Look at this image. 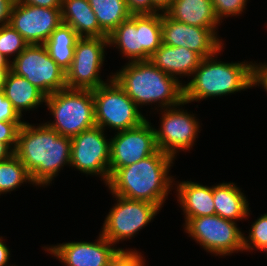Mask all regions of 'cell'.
Returning a JSON list of instances; mask_svg holds the SVG:
<instances>
[{
  "label": "cell",
  "instance_id": "36",
  "mask_svg": "<svg viewBox=\"0 0 267 266\" xmlns=\"http://www.w3.org/2000/svg\"><path fill=\"white\" fill-rule=\"evenodd\" d=\"M15 0H0V26L8 24Z\"/></svg>",
  "mask_w": 267,
  "mask_h": 266
},
{
  "label": "cell",
  "instance_id": "10",
  "mask_svg": "<svg viewBox=\"0 0 267 266\" xmlns=\"http://www.w3.org/2000/svg\"><path fill=\"white\" fill-rule=\"evenodd\" d=\"M113 198L117 202L107 214L100 233L114 245L134 237L160 211L153 203L130 200L118 195H113Z\"/></svg>",
  "mask_w": 267,
  "mask_h": 266
},
{
  "label": "cell",
  "instance_id": "18",
  "mask_svg": "<svg viewBox=\"0 0 267 266\" xmlns=\"http://www.w3.org/2000/svg\"><path fill=\"white\" fill-rule=\"evenodd\" d=\"M202 59L198 53L188 48L172 47L163 43L150 57L157 68L176 79L192 77Z\"/></svg>",
  "mask_w": 267,
  "mask_h": 266
},
{
  "label": "cell",
  "instance_id": "23",
  "mask_svg": "<svg viewBox=\"0 0 267 266\" xmlns=\"http://www.w3.org/2000/svg\"><path fill=\"white\" fill-rule=\"evenodd\" d=\"M3 91L21 117L24 110L33 111L46 101V95L40 89L12 70L6 76Z\"/></svg>",
  "mask_w": 267,
  "mask_h": 266
},
{
  "label": "cell",
  "instance_id": "39",
  "mask_svg": "<svg viewBox=\"0 0 267 266\" xmlns=\"http://www.w3.org/2000/svg\"><path fill=\"white\" fill-rule=\"evenodd\" d=\"M14 152L3 142H0V161L8 159Z\"/></svg>",
  "mask_w": 267,
  "mask_h": 266
},
{
  "label": "cell",
  "instance_id": "5",
  "mask_svg": "<svg viewBox=\"0 0 267 266\" xmlns=\"http://www.w3.org/2000/svg\"><path fill=\"white\" fill-rule=\"evenodd\" d=\"M128 62L147 61L162 44L161 13L131 14L108 35Z\"/></svg>",
  "mask_w": 267,
  "mask_h": 266
},
{
  "label": "cell",
  "instance_id": "40",
  "mask_svg": "<svg viewBox=\"0 0 267 266\" xmlns=\"http://www.w3.org/2000/svg\"><path fill=\"white\" fill-rule=\"evenodd\" d=\"M11 68H0V90H3L6 76Z\"/></svg>",
  "mask_w": 267,
  "mask_h": 266
},
{
  "label": "cell",
  "instance_id": "2",
  "mask_svg": "<svg viewBox=\"0 0 267 266\" xmlns=\"http://www.w3.org/2000/svg\"><path fill=\"white\" fill-rule=\"evenodd\" d=\"M174 160L158 149L138 162L118 168L106 186L112 195L153 203L161 209L174 187L175 181L169 174Z\"/></svg>",
  "mask_w": 267,
  "mask_h": 266
},
{
  "label": "cell",
  "instance_id": "31",
  "mask_svg": "<svg viewBox=\"0 0 267 266\" xmlns=\"http://www.w3.org/2000/svg\"><path fill=\"white\" fill-rule=\"evenodd\" d=\"M22 117L6 98L3 90H0V121L7 122H25Z\"/></svg>",
  "mask_w": 267,
  "mask_h": 266
},
{
  "label": "cell",
  "instance_id": "34",
  "mask_svg": "<svg viewBox=\"0 0 267 266\" xmlns=\"http://www.w3.org/2000/svg\"><path fill=\"white\" fill-rule=\"evenodd\" d=\"M267 92V63H253L252 67V87L260 86Z\"/></svg>",
  "mask_w": 267,
  "mask_h": 266
},
{
  "label": "cell",
  "instance_id": "13",
  "mask_svg": "<svg viewBox=\"0 0 267 266\" xmlns=\"http://www.w3.org/2000/svg\"><path fill=\"white\" fill-rule=\"evenodd\" d=\"M181 105L160 109L162 118L160 127L155 130L156 144L159 150L167 153L174 159L177 153L186 151L194 145L198 133H200V123L195 114L184 111ZM181 106V108H180Z\"/></svg>",
  "mask_w": 267,
  "mask_h": 266
},
{
  "label": "cell",
  "instance_id": "8",
  "mask_svg": "<svg viewBox=\"0 0 267 266\" xmlns=\"http://www.w3.org/2000/svg\"><path fill=\"white\" fill-rule=\"evenodd\" d=\"M185 232L207 252L215 256L244 251V233L237 223L220 216L190 218L184 223Z\"/></svg>",
  "mask_w": 267,
  "mask_h": 266
},
{
  "label": "cell",
  "instance_id": "19",
  "mask_svg": "<svg viewBox=\"0 0 267 266\" xmlns=\"http://www.w3.org/2000/svg\"><path fill=\"white\" fill-rule=\"evenodd\" d=\"M179 182L178 184H173L176 185L174 189H176L179 207L184 212L185 223L190 218L216 214L213 201V186H204L191 180Z\"/></svg>",
  "mask_w": 267,
  "mask_h": 266
},
{
  "label": "cell",
  "instance_id": "1",
  "mask_svg": "<svg viewBox=\"0 0 267 266\" xmlns=\"http://www.w3.org/2000/svg\"><path fill=\"white\" fill-rule=\"evenodd\" d=\"M71 137L60 135L45 123L24 122L14 154L25 165L35 186H49L64 165L70 166Z\"/></svg>",
  "mask_w": 267,
  "mask_h": 266
},
{
  "label": "cell",
  "instance_id": "24",
  "mask_svg": "<svg viewBox=\"0 0 267 266\" xmlns=\"http://www.w3.org/2000/svg\"><path fill=\"white\" fill-rule=\"evenodd\" d=\"M80 36L74 29L61 23L44 44L51 58L66 72L72 63L74 49Z\"/></svg>",
  "mask_w": 267,
  "mask_h": 266
},
{
  "label": "cell",
  "instance_id": "20",
  "mask_svg": "<svg viewBox=\"0 0 267 266\" xmlns=\"http://www.w3.org/2000/svg\"><path fill=\"white\" fill-rule=\"evenodd\" d=\"M61 18L62 23L71 26L80 37H108L88 0H62Z\"/></svg>",
  "mask_w": 267,
  "mask_h": 266
},
{
  "label": "cell",
  "instance_id": "30",
  "mask_svg": "<svg viewBox=\"0 0 267 266\" xmlns=\"http://www.w3.org/2000/svg\"><path fill=\"white\" fill-rule=\"evenodd\" d=\"M24 122L0 121V142L5 143L13 152L17 146L18 132Z\"/></svg>",
  "mask_w": 267,
  "mask_h": 266
},
{
  "label": "cell",
  "instance_id": "3",
  "mask_svg": "<svg viewBox=\"0 0 267 266\" xmlns=\"http://www.w3.org/2000/svg\"><path fill=\"white\" fill-rule=\"evenodd\" d=\"M113 78L138 108L156 103L159 109H165L184 102L185 83L164 73L150 60L127 62L113 73Z\"/></svg>",
  "mask_w": 267,
  "mask_h": 266
},
{
  "label": "cell",
  "instance_id": "38",
  "mask_svg": "<svg viewBox=\"0 0 267 266\" xmlns=\"http://www.w3.org/2000/svg\"><path fill=\"white\" fill-rule=\"evenodd\" d=\"M151 2L161 13H165L171 7L173 0H151Z\"/></svg>",
  "mask_w": 267,
  "mask_h": 266
},
{
  "label": "cell",
  "instance_id": "21",
  "mask_svg": "<svg viewBox=\"0 0 267 266\" xmlns=\"http://www.w3.org/2000/svg\"><path fill=\"white\" fill-rule=\"evenodd\" d=\"M165 13L177 22L196 27L217 28L220 25L212 0H173Z\"/></svg>",
  "mask_w": 267,
  "mask_h": 266
},
{
  "label": "cell",
  "instance_id": "17",
  "mask_svg": "<svg viewBox=\"0 0 267 266\" xmlns=\"http://www.w3.org/2000/svg\"><path fill=\"white\" fill-rule=\"evenodd\" d=\"M114 246L99 233L95 242L71 241L43 248L65 266H106L120 251H130Z\"/></svg>",
  "mask_w": 267,
  "mask_h": 266
},
{
  "label": "cell",
  "instance_id": "14",
  "mask_svg": "<svg viewBox=\"0 0 267 266\" xmlns=\"http://www.w3.org/2000/svg\"><path fill=\"white\" fill-rule=\"evenodd\" d=\"M115 133L110 140V176L118 168L138 162L158 150L155 130L148 119L138 127Z\"/></svg>",
  "mask_w": 267,
  "mask_h": 266
},
{
  "label": "cell",
  "instance_id": "37",
  "mask_svg": "<svg viewBox=\"0 0 267 266\" xmlns=\"http://www.w3.org/2000/svg\"><path fill=\"white\" fill-rule=\"evenodd\" d=\"M2 239V236H0V266H10L7 265L10 261V249Z\"/></svg>",
  "mask_w": 267,
  "mask_h": 266
},
{
  "label": "cell",
  "instance_id": "9",
  "mask_svg": "<svg viewBox=\"0 0 267 266\" xmlns=\"http://www.w3.org/2000/svg\"><path fill=\"white\" fill-rule=\"evenodd\" d=\"M11 70L46 96L67 87L66 72L51 58L44 44H29L11 61Z\"/></svg>",
  "mask_w": 267,
  "mask_h": 266
},
{
  "label": "cell",
  "instance_id": "16",
  "mask_svg": "<svg viewBox=\"0 0 267 266\" xmlns=\"http://www.w3.org/2000/svg\"><path fill=\"white\" fill-rule=\"evenodd\" d=\"M61 23V8L37 7L16 2L9 18V24L28 44H45Z\"/></svg>",
  "mask_w": 267,
  "mask_h": 266
},
{
  "label": "cell",
  "instance_id": "28",
  "mask_svg": "<svg viewBox=\"0 0 267 266\" xmlns=\"http://www.w3.org/2000/svg\"><path fill=\"white\" fill-rule=\"evenodd\" d=\"M267 246V213L257 218L249 230V235H244V252L257 249L261 251Z\"/></svg>",
  "mask_w": 267,
  "mask_h": 266
},
{
  "label": "cell",
  "instance_id": "25",
  "mask_svg": "<svg viewBox=\"0 0 267 266\" xmlns=\"http://www.w3.org/2000/svg\"><path fill=\"white\" fill-rule=\"evenodd\" d=\"M88 2L100 28L107 35L131 16L125 0H88Z\"/></svg>",
  "mask_w": 267,
  "mask_h": 266
},
{
  "label": "cell",
  "instance_id": "35",
  "mask_svg": "<svg viewBox=\"0 0 267 266\" xmlns=\"http://www.w3.org/2000/svg\"><path fill=\"white\" fill-rule=\"evenodd\" d=\"M16 3L46 8H61L62 0H15Z\"/></svg>",
  "mask_w": 267,
  "mask_h": 266
},
{
  "label": "cell",
  "instance_id": "4",
  "mask_svg": "<svg viewBox=\"0 0 267 266\" xmlns=\"http://www.w3.org/2000/svg\"><path fill=\"white\" fill-rule=\"evenodd\" d=\"M222 50L223 47L212 56L203 58L193 73L192 79L184 84L186 104L252 88L253 62L219 61L216 58Z\"/></svg>",
  "mask_w": 267,
  "mask_h": 266
},
{
  "label": "cell",
  "instance_id": "12",
  "mask_svg": "<svg viewBox=\"0 0 267 266\" xmlns=\"http://www.w3.org/2000/svg\"><path fill=\"white\" fill-rule=\"evenodd\" d=\"M104 132L101 127L94 126L71 137L70 166L87 175L101 176L107 184L111 139H106Z\"/></svg>",
  "mask_w": 267,
  "mask_h": 266
},
{
  "label": "cell",
  "instance_id": "27",
  "mask_svg": "<svg viewBox=\"0 0 267 266\" xmlns=\"http://www.w3.org/2000/svg\"><path fill=\"white\" fill-rule=\"evenodd\" d=\"M28 42L9 23L0 26V53L12 61L28 46ZM11 56V57H10Z\"/></svg>",
  "mask_w": 267,
  "mask_h": 266
},
{
  "label": "cell",
  "instance_id": "33",
  "mask_svg": "<svg viewBox=\"0 0 267 266\" xmlns=\"http://www.w3.org/2000/svg\"><path fill=\"white\" fill-rule=\"evenodd\" d=\"M128 11L131 14H155L161 13L151 0H125Z\"/></svg>",
  "mask_w": 267,
  "mask_h": 266
},
{
  "label": "cell",
  "instance_id": "41",
  "mask_svg": "<svg viewBox=\"0 0 267 266\" xmlns=\"http://www.w3.org/2000/svg\"><path fill=\"white\" fill-rule=\"evenodd\" d=\"M0 68H11V61L0 53Z\"/></svg>",
  "mask_w": 267,
  "mask_h": 266
},
{
  "label": "cell",
  "instance_id": "15",
  "mask_svg": "<svg viewBox=\"0 0 267 266\" xmlns=\"http://www.w3.org/2000/svg\"><path fill=\"white\" fill-rule=\"evenodd\" d=\"M162 43L172 47H185L207 58L224 47L217 36L218 28H202L177 22L161 13Z\"/></svg>",
  "mask_w": 267,
  "mask_h": 266
},
{
  "label": "cell",
  "instance_id": "22",
  "mask_svg": "<svg viewBox=\"0 0 267 266\" xmlns=\"http://www.w3.org/2000/svg\"><path fill=\"white\" fill-rule=\"evenodd\" d=\"M216 215L237 222L250 216L249 203L235 183H219L213 186Z\"/></svg>",
  "mask_w": 267,
  "mask_h": 266
},
{
  "label": "cell",
  "instance_id": "11",
  "mask_svg": "<svg viewBox=\"0 0 267 266\" xmlns=\"http://www.w3.org/2000/svg\"><path fill=\"white\" fill-rule=\"evenodd\" d=\"M108 37H80L75 45L70 68L66 71V85L70 89L93 90L105 84L100 71L105 60Z\"/></svg>",
  "mask_w": 267,
  "mask_h": 266
},
{
  "label": "cell",
  "instance_id": "42",
  "mask_svg": "<svg viewBox=\"0 0 267 266\" xmlns=\"http://www.w3.org/2000/svg\"><path fill=\"white\" fill-rule=\"evenodd\" d=\"M145 259L142 258L135 266H145Z\"/></svg>",
  "mask_w": 267,
  "mask_h": 266
},
{
  "label": "cell",
  "instance_id": "6",
  "mask_svg": "<svg viewBox=\"0 0 267 266\" xmlns=\"http://www.w3.org/2000/svg\"><path fill=\"white\" fill-rule=\"evenodd\" d=\"M45 105L54 118L45 124L60 135L73 137L96 126L92 90L66 87L46 96Z\"/></svg>",
  "mask_w": 267,
  "mask_h": 266
},
{
  "label": "cell",
  "instance_id": "43",
  "mask_svg": "<svg viewBox=\"0 0 267 266\" xmlns=\"http://www.w3.org/2000/svg\"><path fill=\"white\" fill-rule=\"evenodd\" d=\"M261 251L266 252L267 254V246H265Z\"/></svg>",
  "mask_w": 267,
  "mask_h": 266
},
{
  "label": "cell",
  "instance_id": "32",
  "mask_svg": "<svg viewBox=\"0 0 267 266\" xmlns=\"http://www.w3.org/2000/svg\"><path fill=\"white\" fill-rule=\"evenodd\" d=\"M142 258L136 249L120 251L106 266H135Z\"/></svg>",
  "mask_w": 267,
  "mask_h": 266
},
{
  "label": "cell",
  "instance_id": "29",
  "mask_svg": "<svg viewBox=\"0 0 267 266\" xmlns=\"http://www.w3.org/2000/svg\"><path fill=\"white\" fill-rule=\"evenodd\" d=\"M248 0H212L216 18L222 23L223 17L239 16L245 9Z\"/></svg>",
  "mask_w": 267,
  "mask_h": 266
},
{
  "label": "cell",
  "instance_id": "26",
  "mask_svg": "<svg viewBox=\"0 0 267 266\" xmlns=\"http://www.w3.org/2000/svg\"><path fill=\"white\" fill-rule=\"evenodd\" d=\"M27 182L34 186L25 165L15 154L0 161V195L16 190Z\"/></svg>",
  "mask_w": 267,
  "mask_h": 266
},
{
  "label": "cell",
  "instance_id": "7",
  "mask_svg": "<svg viewBox=\"0 0 267 266\" xmlns=\"http://www.w3.org/2000/svg\"><path fill=\"white\" fill-rule=\"evenodd\" d=\"M92 93L95 123L104 131L105 127H110L117 132L129 130L147 120L114 78L93 89Z\"/></svg>",
  "mask_w": 267,
  "mask_h": 266
}]
</instances>
